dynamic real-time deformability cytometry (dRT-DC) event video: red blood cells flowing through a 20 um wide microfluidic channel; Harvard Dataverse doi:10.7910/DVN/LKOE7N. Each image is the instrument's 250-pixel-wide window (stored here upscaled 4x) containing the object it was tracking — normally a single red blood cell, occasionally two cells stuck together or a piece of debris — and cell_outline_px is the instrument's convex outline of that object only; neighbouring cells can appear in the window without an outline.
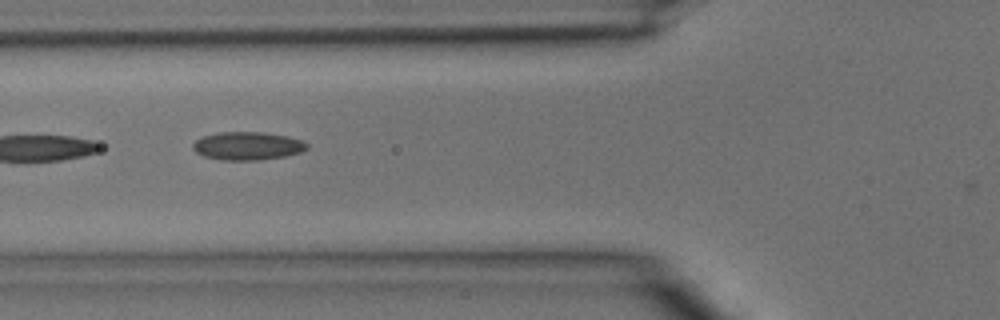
{"species": "common noctule bat (a hibernating species)", "species_latin": "Nyctalus noctula", "temperature_condition": "room temperature", "stored_images_in_passage": 2, "camera_frame_rate_fps": 3000, "um_per_image_px": 0.085, "animal": {"sex": "male", "body_mass_g": 15.6}, "frame": {"image": 1, "passage_image": 2, "time_ms": 0.333, "image_size_px": [1000, 320], "cell_outline_px": [[308, 148], [300, 152], [284, 156], [260, 160], [224, 160], [204, 156], [196, 152], [192, 148], [192, 144], [196, 140], [204, 136], [220, 132], [260, 132], [288, 136], [300, 140], [308, 144]], "centroid_in_image_um": [21.03, 12.4], "position_along_channel_um": 104.8, "area_um2": 18.55}}